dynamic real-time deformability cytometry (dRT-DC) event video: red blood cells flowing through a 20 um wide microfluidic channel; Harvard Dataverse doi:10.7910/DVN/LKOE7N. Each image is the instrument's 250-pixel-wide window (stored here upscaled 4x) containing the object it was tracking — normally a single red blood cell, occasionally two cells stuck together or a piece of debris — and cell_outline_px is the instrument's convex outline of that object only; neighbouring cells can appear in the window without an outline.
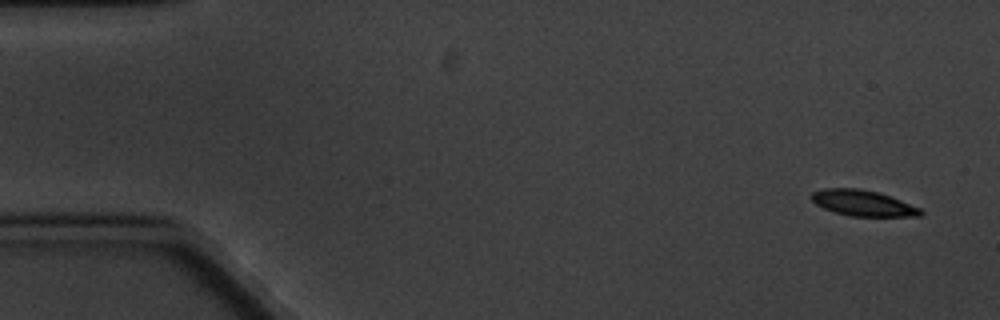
{"species": "common noctule bat (a hibernating species)", "species_latin": "Nyctalus noctula", "temperature_condition": "cold", "stored_images_in_passage": 5, "camera_frame_rate_fps": 3000, "um_per_image_px": 0.085, "animal": {"sex": "male", "body_mass_g": 20.1, "forearm_length_mm": 53.5}, "frame": {"image": 1, "passage_image": 1, "time_ms": 0.0, "image_size_px": [1000, 320], "cell_outline_px": [[924, 212], [920, 216], [848, 216], [824, 208], [816, 204], [812, 200], [812, 192], [824, 188], [860, 188], [876, 192], [900, 200], [920, 208]], "centroid_in_image_um": [73.34, 17.26], "position_along_channel_um": 11.7, "area_um2": 16.18}}
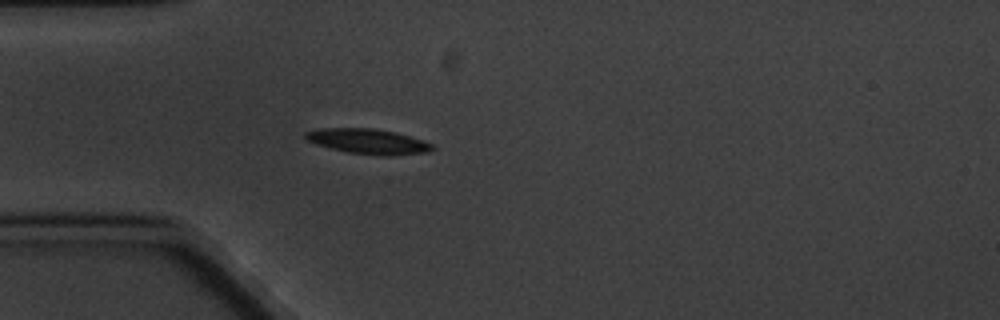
{"frame": {"image": 2, "passage_image": 5, "time_ms": 4.667, "image_size_px": [1000, 320], "cell_outline_px": [[436, 148], [428, 152], [388, 156], [384, 156], [348, 152], [316, 144], [308, 140], [304, 136], [304, 132], [316, 128], [372, 128], [396, 132], [432, 144]], "centroid_in_image_um": [31.27, 12.01], "position_along_channel_um": 53.7, "area_um2": 18.44}}